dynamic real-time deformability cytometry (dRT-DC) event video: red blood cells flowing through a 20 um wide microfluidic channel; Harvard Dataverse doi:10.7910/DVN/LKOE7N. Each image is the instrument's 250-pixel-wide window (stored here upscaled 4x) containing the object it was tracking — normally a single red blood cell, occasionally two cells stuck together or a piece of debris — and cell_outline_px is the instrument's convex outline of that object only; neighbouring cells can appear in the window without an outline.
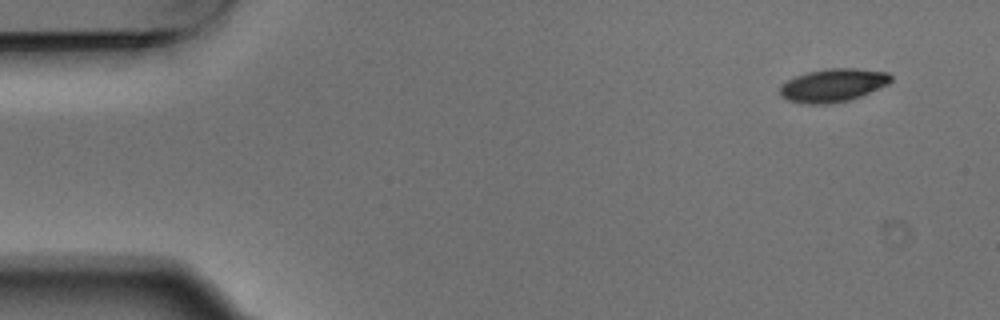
{"species": "Egyptian fruit bat (a non-hibernating species)", "species_latin": "Rousettus aegyptiacus", "temperature_condition": "warm", "stored_images_in_passage": 5, "camera_frame_rate_fps": 3000, "um_per_image_px": 0.085, "animal": {"sex": "male"}, "frame": {"image": 1, "passage_image": 1, "time_ms": 0.0, "image_size_px": [1000, 320], "cell_outline_px": [[892, 80], [888, 84], [860, 96], [848, 100], [828, 104], [804, 104], [788, 100], [780, 96], [780, 84], [796, 76], [808, 72], [828, 68], [856, 68], [888, 72], [892, 76]], "centroid_in_image_um": [70.79, 7.24], "position_along_channel_um": 14.2, "area_um2": 21.44}}
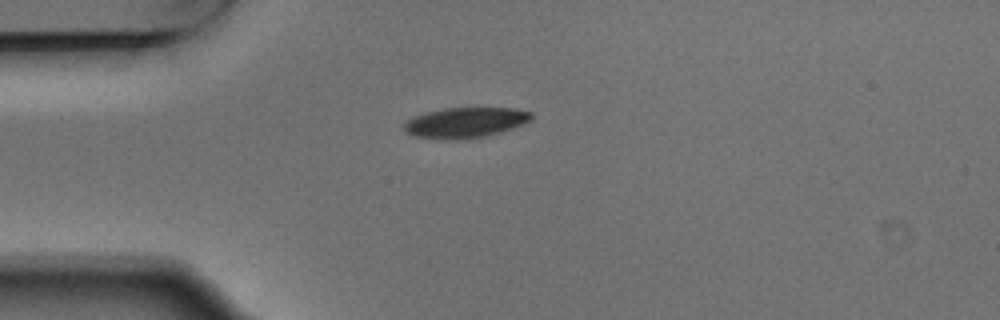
{"frame": {"image": 2, "passage_image": 4, "time_ms": 1.0, "image_size_px": [1000, 320], "cell_outline_px": [[532, 116], [528, 120], [512, 128], [500, 132], [484, 136], [456, 140], [440, 140], [416, 136], [404, 132], [404, 124], [408, 120], [416, 116], [428, 112], [444, 108], [512, 108], [532, 112]], "centroid_in_image_um": [39.51, 10.43], "position_along_channel_um": 45.5, "area_um2": 22.25}}
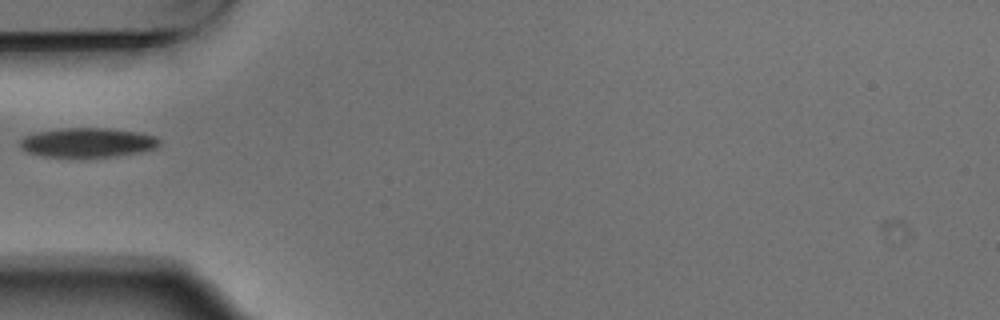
{"frame": {"image": 3, "passage_image": 5, "time_ms": 1.333, "image_size_px": [1000, 320], "cell_outline_px": [[160, 144], [156, 148], [140, 152], [116, 156], [44, 156], [24, 152], [20, 144], [20, 140], [24, 136], [36, 132], [60, 128], [108, 128], [140, 132], [156, 136], [160, 140]], "centroid_in_image_um": [7.46, 12.1], "position_along_channel_um": 77.5, "area_um2": 23.87}}